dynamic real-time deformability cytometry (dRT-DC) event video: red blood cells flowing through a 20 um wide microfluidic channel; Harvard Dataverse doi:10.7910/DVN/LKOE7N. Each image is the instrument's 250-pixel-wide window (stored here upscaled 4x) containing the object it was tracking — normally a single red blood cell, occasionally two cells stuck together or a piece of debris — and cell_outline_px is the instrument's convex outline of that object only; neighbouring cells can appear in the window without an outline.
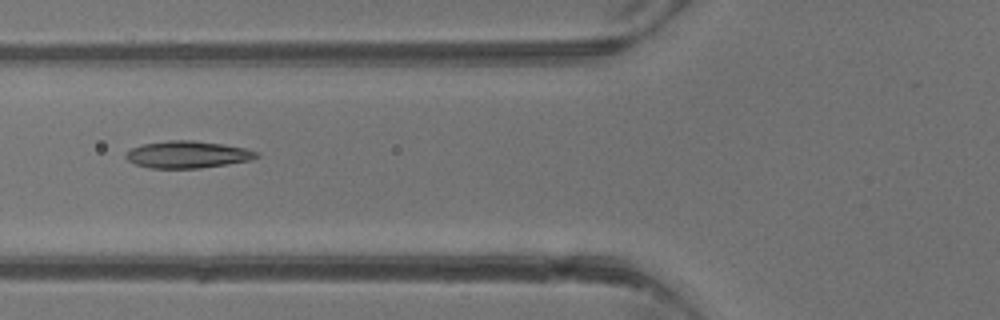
{"species": "common noctule bat (a hibernating species)", "species_latin": "Nyctalus noctula", "temperature_condition": "warm", "stored_images_in_passage": 2, "camera_frame_rate_fps": 3000, "um_per_image_px": 0.085, "animal": {"sex": "male", "body_mass_g": 13.3}, "frame": {"image": 1, "passage_image": 2, "time_ms": 1.0, "image_size_px": [1000, 320], "cell_outline_px": [[260, 156], [252, 160], [228, 164], [200, 168], [152, 168], [136, 164], [128, 160], [124, 156], [124, 152], [132, 148], [144, 144], [168, 140], [192, 140], [224, 144], [244, 148], [260, 152]], "centroid_in_image_um": [15.97, 13.13], "position_along_channel_um": 109.8, "area_um2": 20.69}}